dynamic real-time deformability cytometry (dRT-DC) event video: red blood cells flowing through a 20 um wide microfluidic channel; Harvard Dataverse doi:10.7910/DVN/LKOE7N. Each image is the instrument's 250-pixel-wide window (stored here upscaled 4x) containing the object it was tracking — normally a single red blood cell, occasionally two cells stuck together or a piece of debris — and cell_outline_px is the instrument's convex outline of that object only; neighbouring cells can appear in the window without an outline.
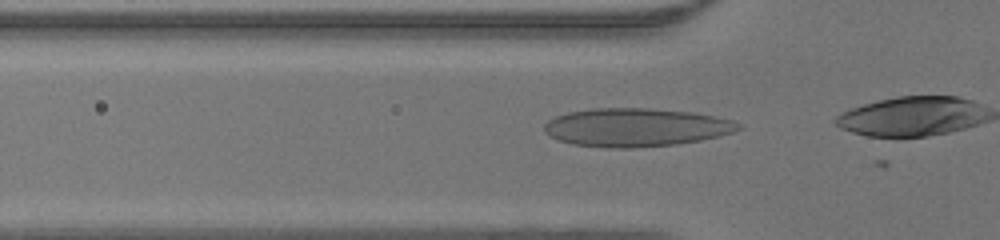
{"species": "human", "species_latin": "Homo sapiens", "temperature_condition": "warm", "stored_images_in_passage": 15, "camera_frame_rate_fps": 3000, "um_per_image_px": 0.085, "donor": {"sex": "male"}, "frame": {"image": 1, "passage_image": 11, "time_ms": 3.333, "image_size_px": [1000, 240], "cell_outline_px": [[744, 128], [732, 132], [700, 140], [676, 144], [632, 148], [608, 148], [572, 144], [560, 140], [544, 132], [544, 124], [548, 120], [556, 116], [568, 112], [592, 108], [648, 108], [692, 112], [716, 116], [732, 120], [744, 124]], "centroid_in_image_um": [54.07, 10.82], "position_along_channel_um": 71.7, "area_um2": 43.47}}